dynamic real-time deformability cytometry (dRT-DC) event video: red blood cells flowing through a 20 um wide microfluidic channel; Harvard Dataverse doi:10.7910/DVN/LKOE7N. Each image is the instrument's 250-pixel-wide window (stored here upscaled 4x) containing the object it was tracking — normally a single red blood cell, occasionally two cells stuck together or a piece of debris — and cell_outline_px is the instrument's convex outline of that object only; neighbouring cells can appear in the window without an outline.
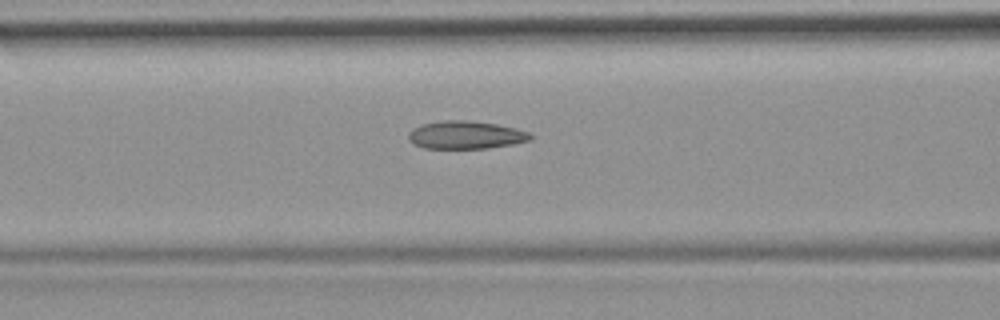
{"species": "common noctule bat (a hibernating species)", "species_latin": "Nyctalus noctula", "temperature_condition": "room temperature", "stored_images_in_passage": 26, "camera_frame_rate_fps": 3000, "um_per_image_px": 0.085, "animal": {"sex": "female", "body_mass_g": 19.9}, "frame": {"image": 1, "passage_image": 22, "time_ms": 7.0, "image_size_px": [1000, 320], "cell_outline_px": [[532, 140], [512, 144], [488, 148], [424, 148], [408, 140], [408, 132], [412, 128], [420, 124], [440, 120], [468, 120], [496, 124], [516, 128], [528, 132], [532, 136]], "centroid_in_image_um": [39.56, 11.46], "position_along_channel_um": 127.0, "area_um2": 19.94}}